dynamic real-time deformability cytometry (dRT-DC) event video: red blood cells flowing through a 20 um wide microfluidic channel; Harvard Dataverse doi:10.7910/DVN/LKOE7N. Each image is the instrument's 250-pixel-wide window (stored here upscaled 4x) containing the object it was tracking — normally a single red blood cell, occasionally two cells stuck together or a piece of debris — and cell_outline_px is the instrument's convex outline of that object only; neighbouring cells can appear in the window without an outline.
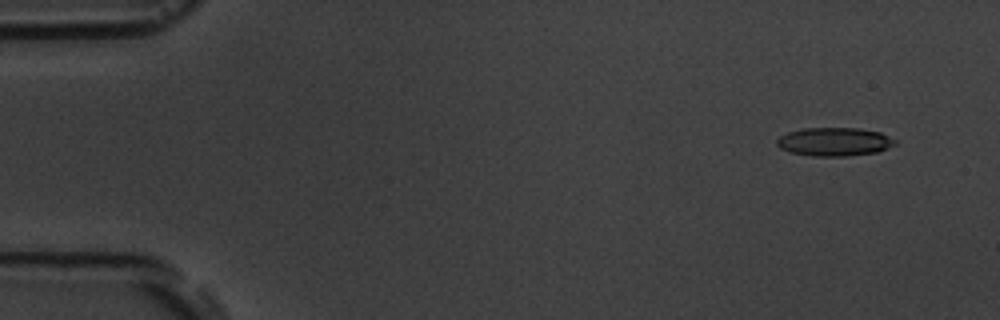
{"species": "common noctule bat (a hibernating species)", "species_latin": "Nyctalus noctula", "temperature_condition": "room temperature", "stored_images_in_passage": 7, "camera_frame_rate_fps": 3000, "um_per_image_px": 0.085, "animal": {"sex": "male", "body_mass_g": 19.5, "forearm_length_mm": 54.6}, "frame": {"image": 1, "passage_image": 1, "time_ms": 0.0, "image_size_px": [1000, 320], "cell_outline_px": [[896, 144], [876, 152], [848, 156], [812, 156], [788, 152], [780, 148], [776, 144], [776, 140], [780, 136], [788, 132], [804, 128], [860, 128], [880, 132], [896, 140]], "centroid_in_image_um": [70.89, 12.05], "position_along_channel_um": 14.1, "area_um2": 19.65}}
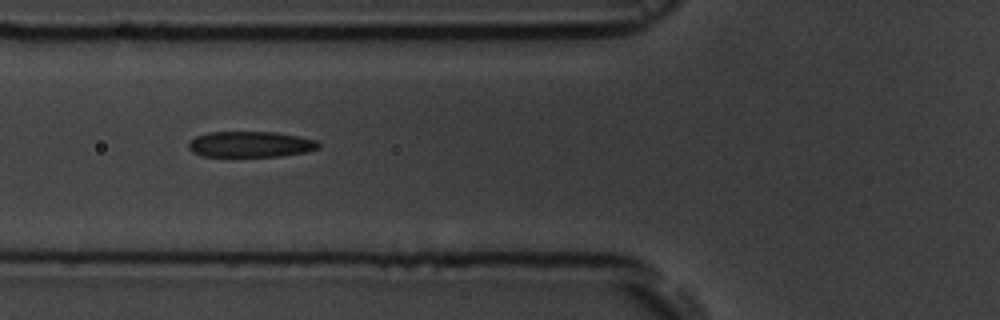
{"frame": {"image": 2, "passage_image": 6, "time_ms": 5.667, "image_size_px": [1000, 320], "cell_outline_px": [[320, 148], [304, 152], [280, 156], [200, 156], [192, 152], [188, 148], [188, 144], [196, 136], [208, 132], [276, 132], [316, 140], [320, 144]], "centroid_in_image_um": [21.27, 12.26], "position_along_channel_um": 104.5, "area_um2": 19.48}}
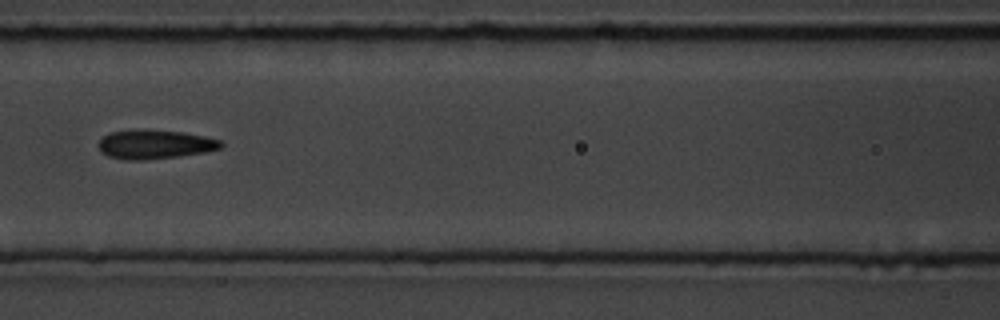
{"frame": {"image": 3, "passage_image": 7, "time_ms": 7.0, "image_size_px": [1000, 320], "cell_outline_px": [[224, 144], [220, 148], [204, 152], [176, 156], [144, 160], [124, 160], [108, 156], [100, 152], [96, 144], [108, 132], [144, 128], [184, 132], [204, 136], [220, 140]], "centroid_in_image_um": [13.09, 12.25], "position_along_channel_um": 153.5, "area_um2": 21.04}}